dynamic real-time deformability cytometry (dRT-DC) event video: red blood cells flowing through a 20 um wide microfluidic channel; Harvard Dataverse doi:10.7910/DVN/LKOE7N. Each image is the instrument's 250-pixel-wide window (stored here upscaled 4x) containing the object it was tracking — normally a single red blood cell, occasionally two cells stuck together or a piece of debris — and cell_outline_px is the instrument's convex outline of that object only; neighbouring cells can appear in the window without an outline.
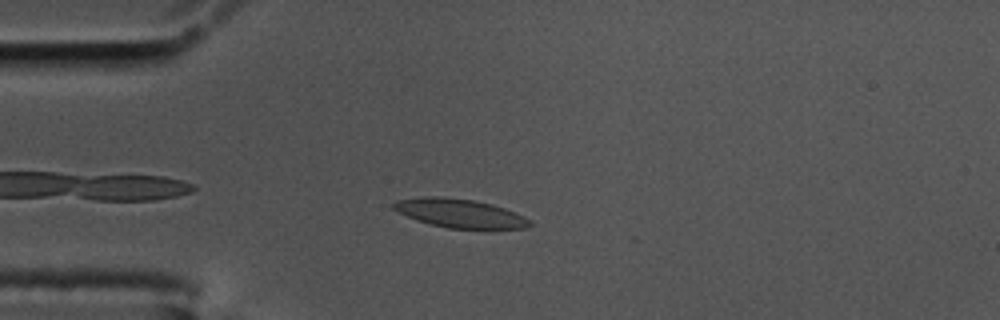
{"species": "common noctule bat (a hibernating species)", "species_latin": "Nyctalus noctula", "temperature_condition": "cold", "stored_images_in_passage": 35, "camera_frame_rate_fps": 3000, "um_per_image_px": 0.085, "animal": {"sex": "male", "body_mass_g": 17.5, "forearm_length_mm": 52.3}, "frame": {"image": 1, "passage_image": 1, "time_ms": 0.0, "image_size_px": [1000, 320], "cell_outline_px": [[532, 224], [524, 228], [448, 228], [428, 224], [416, 220], [392, 208], [392, 204], [396, 200], [424, 196], [444, 196], [476, 200], [492, 204], [516, 212], [532, 220]], "centroid_in_image_um": [39.08, 18.11], "position_along_channel_um": 45.9, "area_um2": 22.89}}
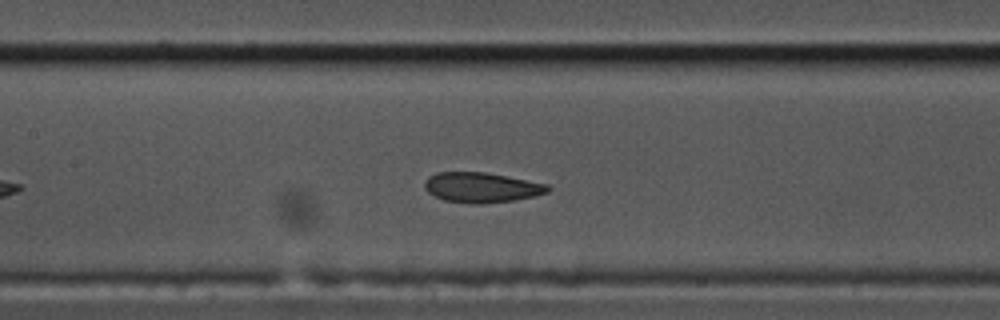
{"frame": {"image": 2, "passage_image": 13, "time_ms": 4.0, "image_size_px": [1000, 320], "cell_outline_px": [[552, 188], [548, 192], [536, 196], [512, 200], [480, 204], [472, 204], [444, 200], [428, 192], [424, 188], [424, 180], [428, 176], [436, 172], [484, 172], [508, 176], [548, 184]], "centroid_in_image_um": [40.93, 15.93], "position_along_channel_um": 166.5, "area_um2": 21.73}}
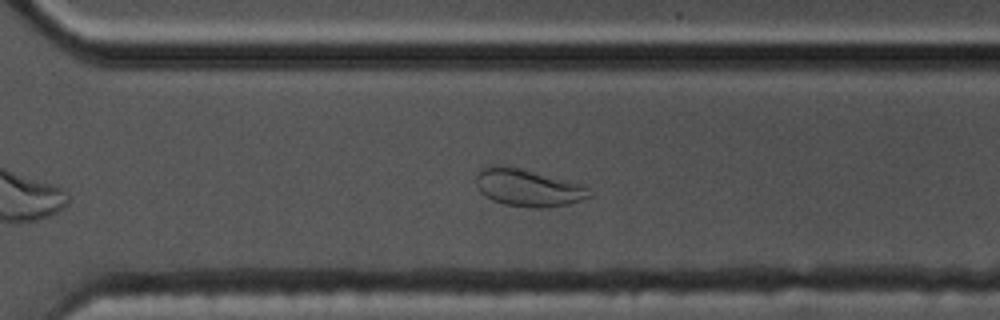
{"frame": {"image": 3, "passage_image": 27, "time_ms": 8.667, "image_size_px": [1000, 320], "cell_outline_px": [[592, 196], [568, 204], [548, 208], [540, 208], [504, 204], [492, 200], [480, 192], [476, 184], [476, 176], [484, 168], [516, 168], [584, 184], [592, 192]], "centroid_in_image_um": [44.96, 16.01], "position_along_channel_um": 325.6, "area_um2": 23.87}, "authors_computed_cell_mechanics": {"area_um2": 22.1374, "velocity_mm_per_s": 3.4222, "shape_relaxation_time_tau1_ms": null, "shape_relaxation_time_tau2_ms": 1.5959, "deformation_change_tau1": null, "deformation_change_tau2": 0.0577}}